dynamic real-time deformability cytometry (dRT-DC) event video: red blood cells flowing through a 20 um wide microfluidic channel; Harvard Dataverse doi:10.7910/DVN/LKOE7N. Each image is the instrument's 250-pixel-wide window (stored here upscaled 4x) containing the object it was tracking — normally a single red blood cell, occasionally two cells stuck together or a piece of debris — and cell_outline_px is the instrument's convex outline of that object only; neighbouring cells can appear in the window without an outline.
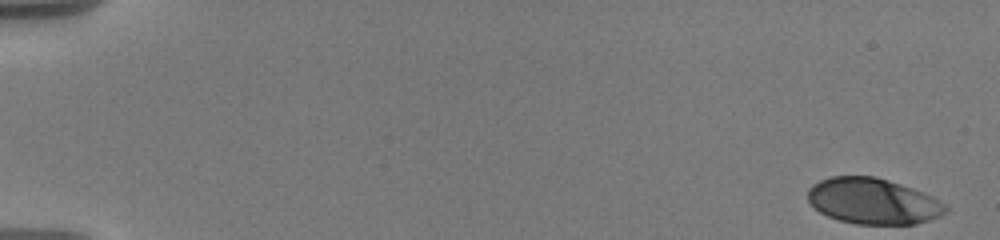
{"species": "human", "species_latin": "Homo sapiens", "temperature_condition": "warm", "stored_images_in_passage": 33, "camera_frame_rate_fps": 3000, "um_per_image_px": 0.085, "donor": {"sex": "male"}, "frame": {"image": 1, "passage_image": 1, "time_ms": 0.0, "image_size_px": [1000, 240], "cell_outline_px": [[948, 208], [940, 216], [916, 224], [856, 224], [840, 220], [828, 216], [820, 212], [808, 200], [808, 188], [812, 184], [820, 180], [832, 176], [876, 176], [924, 192], [932, 196], [944, 204]], "centroid_in_image_um": [74.19, 17.09], "position_along_channel_um": 10.8, "area_um2": 36.7}}
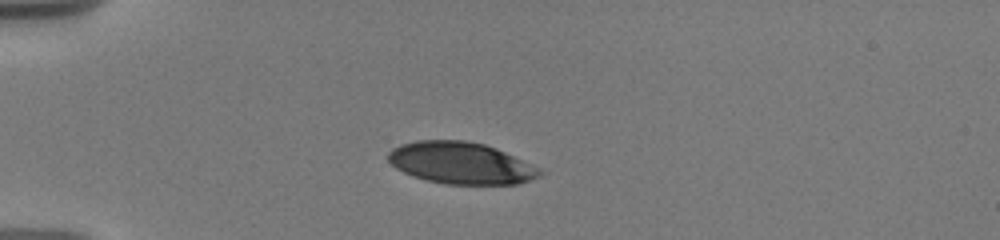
{"frame": {"image": 2, "passage_image": 28, "time_ms": 4.667, "image_size_px": [1000, 240], "cell_outline_px": [[544, 172], [540, 176], [516, 184], [444, 184], [412, 176], [396, 168], [388, 160], [388, 152], [392, 148], [400, 144], [416, 140], [464, 140], [484, 144], [496, 148], [540, 168]], "centroid_in_image_um": [39.16, 13.85], "position_along_channel_um": 45.8, "area_um2": 36.88}}